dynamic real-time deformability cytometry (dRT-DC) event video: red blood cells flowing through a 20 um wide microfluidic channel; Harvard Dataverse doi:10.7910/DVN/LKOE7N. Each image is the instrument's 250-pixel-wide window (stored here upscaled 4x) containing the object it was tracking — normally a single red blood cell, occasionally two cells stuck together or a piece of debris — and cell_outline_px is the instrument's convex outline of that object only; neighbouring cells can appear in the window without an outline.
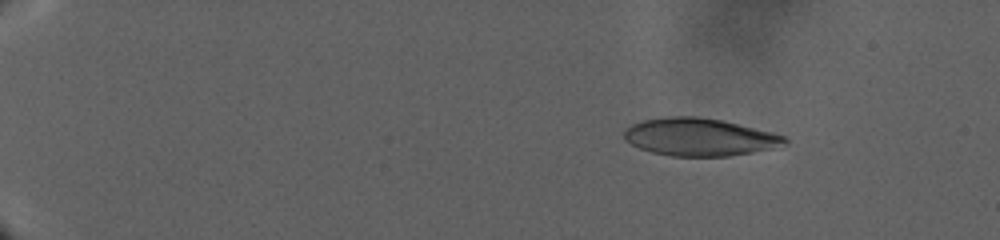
{"species": "human", "species_latin": "Homo sapiens", "temperature_condition": "warm", "stored_images_in_passage": 64, "camera_frame_rate_fps": 3000, "um_per_image_px": 0.085, "donor": {"sex": "male"}, "frame": {"image": 1, "passage_image": 34, "time_ms": 7.333, "image_size_px": [1000, 240], "cell_outline_px": [[788, 144], [772, 148], [752, 152], [728, 156], [672, 156], [652, 152], [640, 148], [624, 140], [624, 132], [632, 124], [644, 120], [672, 116], [696, 116], [720, 120], [772, 132], [784, 136], [788, 140]], "centroid_in_image_um": [59.47, 11.65], "position_along_channel_um": 25.5, "area_um2": 34.91}}